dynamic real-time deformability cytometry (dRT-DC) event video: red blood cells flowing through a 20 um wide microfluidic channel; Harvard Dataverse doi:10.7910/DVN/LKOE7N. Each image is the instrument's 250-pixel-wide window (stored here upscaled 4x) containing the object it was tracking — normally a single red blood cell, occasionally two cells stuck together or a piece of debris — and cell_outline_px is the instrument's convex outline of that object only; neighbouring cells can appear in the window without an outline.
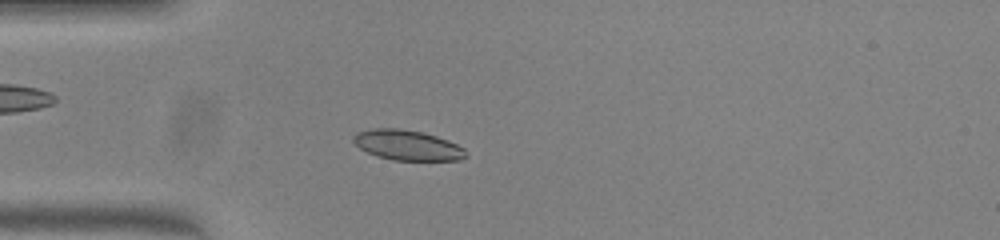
{"species": "common noctule bat (a hibernating species)", "species_latin": "Nyctalus noctula", "temperature_condition": "warm", "stored_images_in_passage": 49, "camera_frame_rate_fps": 3000, "um_per_image_px": 0.085, "animal": {"sex": "female", "body_mass_g": 23.0, "forearm_length_mm": 53.4}, "frame": {"image": 1, "passage_image": 12, "time_ms": 3.667, "image_size_px": [1000, 240], "cell_outline_px": [[468, 156], [460, 160], [392, 160], [368, 152], [360, 148], [352, 140], [352, 136], [356, 132], [372, 128], [400, 128], [424, 132], [448, 140], [464, 148], [468, 152]], "centroid_in_image_um": [34.65, 12.33], "position_along_channel_um": 50.4, "area_um2": 19.88}}
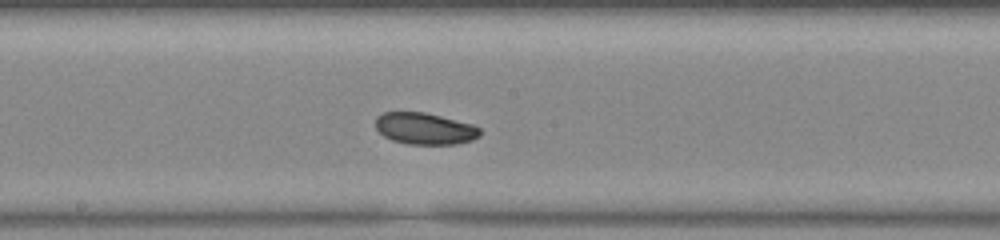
{"frame": {"image": 2, "passage_image": 25, "time_ms": 8.0, "image_size_px": [1000, 240], "cell_outline_px": [[480, 136], [472, 140], [456, 144], [408, 144], [392, 140], [384, 136], [376, 128], [376, 116], [384, 112], [424, 112], [472, 124], [480, 128]], "centroid_in_image_um": [36.1, 10.93], "position_along_channel_um": 212.1, "area_um2": 19.19}}
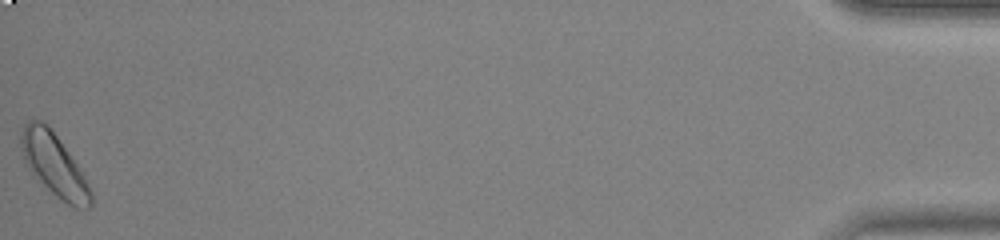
{"frame": {"image": 3, "passage_image": 49, "time_ms": 16.0, "image_size_px": [1000, 240], "cell_outline_px": [[92, 204], [88, 208], [76, 208], [60, 200], [28, 168], [24, 160], [20, 148], [20, 136], [24, 124], [28, 120], [44, 120], [48, 124], [76, 164], [84, 176], [92, 192]], "centroid_in_image_um": [4.58, 13.98], "position_along_channel_um": 430.6, "area_um2": 25.03}, "authors_computed_cell_mechanics": {"area_um2": 19.8254, "velocity_mm_per_s": 3.987, "shape_relaxation_time_tau1_ms": 1.773, "shape_relaxation_time_tau2_ms": null, "deformation_change_tau1": 0.064, "deformation_change_tau2": null}}